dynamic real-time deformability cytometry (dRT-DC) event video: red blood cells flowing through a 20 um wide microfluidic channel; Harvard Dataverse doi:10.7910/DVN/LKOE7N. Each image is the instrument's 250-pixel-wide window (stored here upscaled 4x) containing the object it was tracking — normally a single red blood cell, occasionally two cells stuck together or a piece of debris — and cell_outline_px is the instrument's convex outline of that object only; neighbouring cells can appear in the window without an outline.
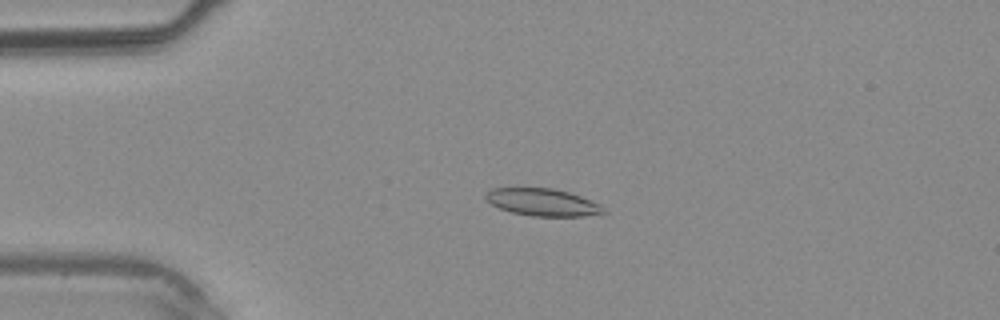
{"species": "common noctule bat (a hibernating species)", "species_latin": "Nyctalus noctula", "temperature_condition": "warm", "stored_images_in_passage": 38, "camera_frame_rate_fps": 3000, "um_per_image_px": 0.085, "animal": {"sex": "male", "body_mass_g": 20.4}, "frame": {"image": 1, "passage_image": 9, "time_ms": 2.667, "image_size_px": [1000, 320], "cell_outline_px": [[608, 212], [584, 216], [532, 216], [512, 212], [500, 208], [492, 204], [484, 196], [492, 188], [552, 188], [568, 192], [580, 196], [600, 204]], "centroid_in_image_um": [46.15, 17.19], "position_along_channel_um": 38.9, "area_um2": 18.55}}
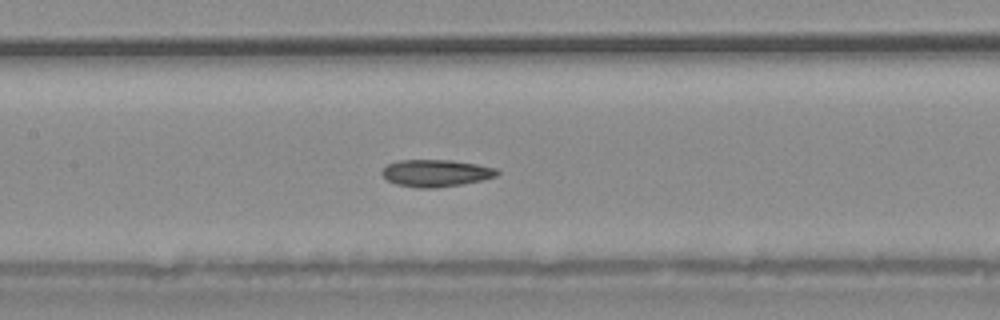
{"frame": {"image": 2, "passage_image": 18, "time_ms": 5.667, "image_size_px": [1000, 320], "cell_outline_px": [[500, 172], [496, 176], [480, 180], [460, 184], [436, 188], [416, 188], [396, 184], [388, 180], [380, 172], [388, 164], [400, 160], [452, 160], [476, 164], [496, 168]], "centroid_in_image_um": [37.04, 14.71], "position_along_channel_um": 170.4, "area_um2": 18.03}}
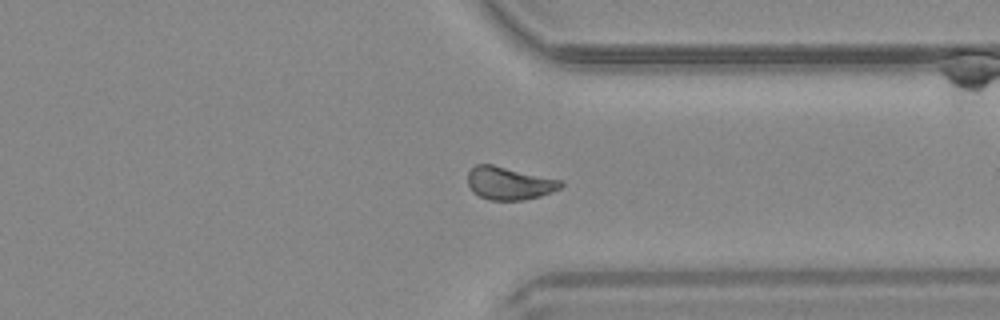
{"frame": {"image": 3, "passage_image": 29, "time_ms": 9.333, "image_size_px": [1000, 320], "cell_outline_px": [[564, 184], [560, 188], [552, 192], [540, 196], [524, 200], [488, 200], [472, 192], [468, 184], [468, 172], [476, 164], [492, 164], [564, 180]], "centroid_in_image_um": [43.31, 15.57], "position_along_channel_um": 368.1, "area_um2": 18.03}}